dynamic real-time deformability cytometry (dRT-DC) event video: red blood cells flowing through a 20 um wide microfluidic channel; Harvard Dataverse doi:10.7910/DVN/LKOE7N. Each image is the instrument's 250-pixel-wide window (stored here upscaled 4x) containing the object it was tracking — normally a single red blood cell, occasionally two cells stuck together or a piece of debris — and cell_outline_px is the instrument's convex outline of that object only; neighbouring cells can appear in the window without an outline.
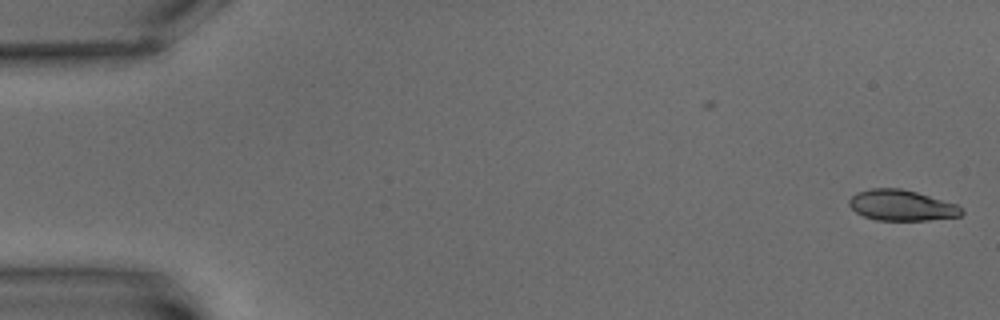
{"species": "common noctule bat (a hibernating species)", "species_latin": "Nyctalus noctula", "temperature_condition": "warm", "stored_images_in_passage": 5, "camera_frame_rate_fps": 3000, "um_per_image_px": 0.085, "animal": {"sex": "male", "body_mass_g": 15.6}, "frame": {"image": 1, "passage_image": 1, "time_ms": 0.0, "image_size_px": [1000, 320], "cell_outline_px": [[964, 212], [960, 216], [928, 220], [876, 220], [864, 216], [856, 212], [848, 204], [848, 200], [856, 192], [872, 188], [900, 188], [916, 192], [956, 204], [964, 208]], "centroid_in_image_um": [76.63, 17.45], "position_along_channel_um": 8.4, "area_um2": 20.11}}
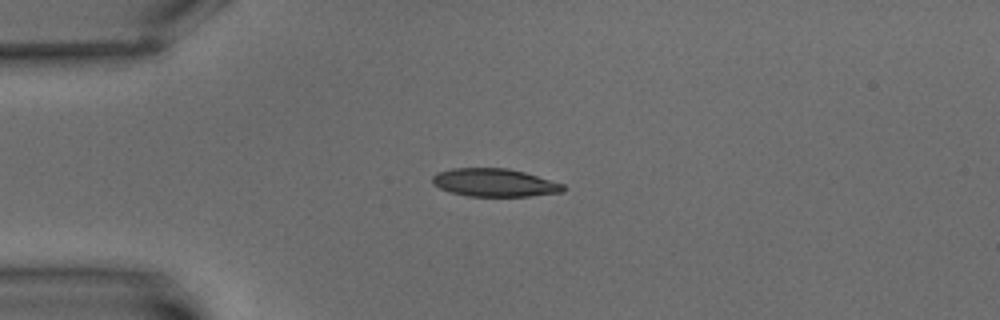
{"frame": {"image": 2, "passage_image": 5, "time_ms": 5.0, "image_size_px": [1000, 320], "cell_outline_px": [[568, 188], [564, 192], [528, 196], [468, 196], [448, 192], [432, 184], [432, 176], [436, 172], [452, 168], [508, 168], [524, 172], [564, 184]], "centroid_in_image_um": [42.02, 15.52], "position_along_channel_um": 43.0, "area_um2": 21.56}}